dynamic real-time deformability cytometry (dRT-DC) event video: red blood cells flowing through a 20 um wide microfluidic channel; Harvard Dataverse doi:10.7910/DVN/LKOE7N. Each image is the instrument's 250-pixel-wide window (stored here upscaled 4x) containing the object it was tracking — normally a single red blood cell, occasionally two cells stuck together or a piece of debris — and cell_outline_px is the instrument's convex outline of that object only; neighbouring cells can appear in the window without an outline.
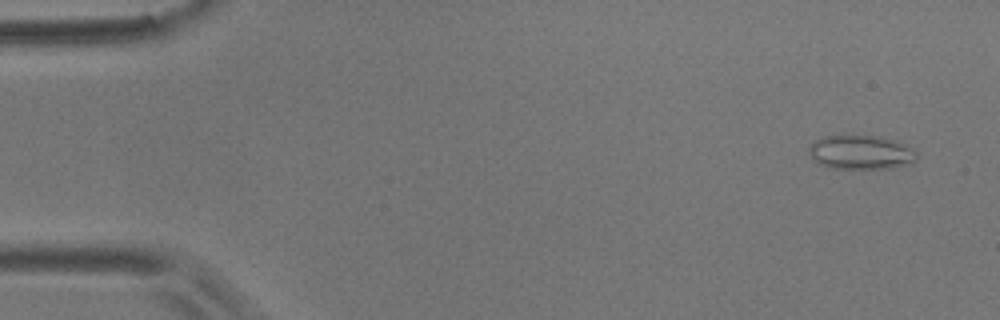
{"species": "common noctule bat (a hibernating species)", "species_latin": "Nyctalus noctula", "temperature_condition": "room temperature", "stored_images_in_passage": 14, "camera_frame_rate_fps": 3000, "um_per_image_px": 0.085, "animal": {"sex": "male", "body_mass_g": 17.9}, "frame": {"image": 1, "passage_image": 1, "time_ms": 0.0, "image_size_px": [1000, 320], "cell_outline_px": [[916, 156], [912, 164], [892, 168], [832, 168], [820, 164], [808, 152], [808, 148], [820, 136], [844, 132], [880, 136], [892, 140], [912, 148], [916, 152]], "centroid_in_image_um": [73.13, 12.89], "position_along_channel_um": 11.9, "area_um2": 22.02}}
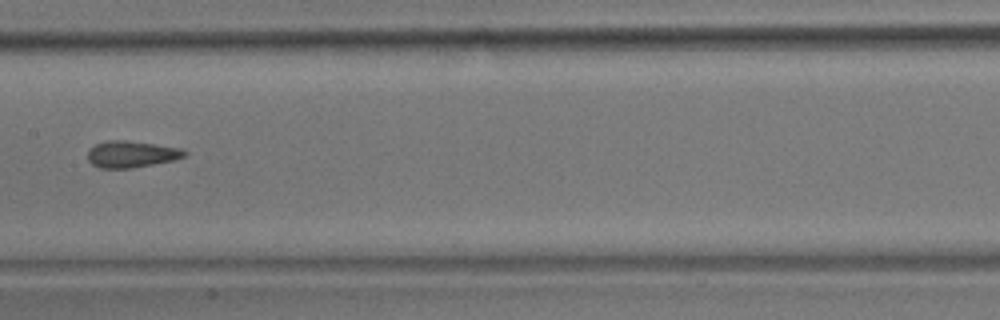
{"frame": {"image": 2, "passage_image": 7, "time_ms": 2.0, "image_size_px": [1000, 320], "cell_outline_px": [[188, 152], [184, 156], [176, 160], [132, 168], [100, 168], [92, 164], [88, 160], [88, 148], [96, 144], [108, 140], [124, 140], [180, 148]], "centroid_in_image_um": [11.15, 13.11], "position_along_channel_um": 196.2, "area_um2": 14.97}}
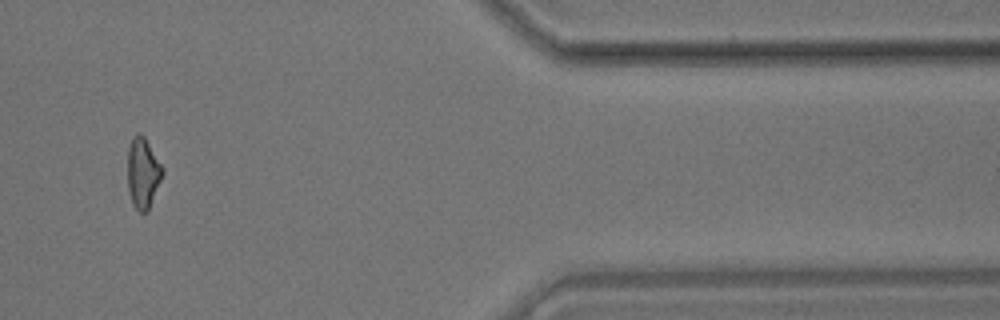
{"frame": {"image": 3, "passage_image": 12, "time_ms": 3.667, "image_size_px": [1000, 320], "cell_outline_px": [[164, 172], [148, 212], [140, 212], [132, 204], [128, 188], [128, 148], [132, 140], [140, 132], [144, 136], [164, 168]], "centroid_in_image_um": [12.16, 14.73], "position_along_channel_um": 399.2, "area_um2": 14.28}}